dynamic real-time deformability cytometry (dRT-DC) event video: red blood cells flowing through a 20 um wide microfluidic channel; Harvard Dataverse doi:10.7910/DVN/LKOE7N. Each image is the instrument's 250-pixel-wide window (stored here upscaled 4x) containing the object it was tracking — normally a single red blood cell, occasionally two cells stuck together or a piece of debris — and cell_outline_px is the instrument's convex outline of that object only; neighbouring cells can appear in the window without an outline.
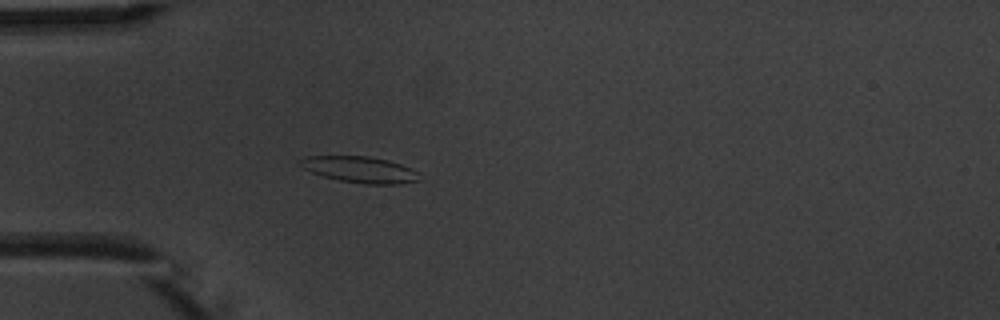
{"species": "common noctule bat (a hibernating species)", "species_latin": "Nyctalus noctula", "temperature_condition": "warm", "stored_images_in_passage": 3, "camera_frame_rate_fps": 3000, "um_per_image_px": 0.085, "animal": {"sex": "male", "body_mass_g": 20.1, "forearm_length_mm": 53.5}, "frame": {"image": 1, "passage_image": 3, "time_ms": 3.333, "image_size_px": [1000, 320], "cell_outline_px": [[420, 180], [396, 184], [364, 184], [340, 180], [324, 176], [312, 172], [296, 164], [296, 160], [304, 156], [368, 156], [388, 160], [412, 168], [420, 172]], "centroid_in_image_um": [30.58, 14.4], "position_along_channel_um": 54.4, "area_um2": 18.38}}